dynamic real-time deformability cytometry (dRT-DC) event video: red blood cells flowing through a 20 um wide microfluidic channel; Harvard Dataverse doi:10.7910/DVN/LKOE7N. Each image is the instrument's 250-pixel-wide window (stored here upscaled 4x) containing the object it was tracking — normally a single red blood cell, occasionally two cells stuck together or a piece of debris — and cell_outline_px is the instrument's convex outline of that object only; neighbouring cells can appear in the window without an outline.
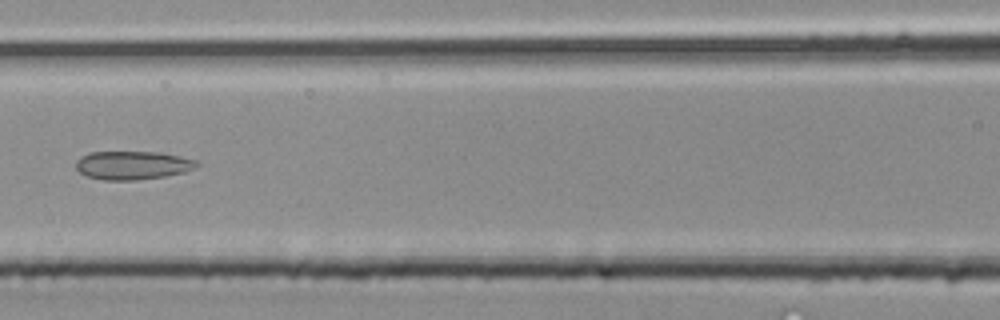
{"species": "common noctule bat (a hibernating species)", "species_latin": "Nyctalus noctula", "temperature_condition": "room temperature", "stored_images_in_passage": 33, "segment_of_instrument_passage": [2, 2], "camera_frame_rate_fps": 3000, "um_per_image_px": 0.085, "animal": {"sex": "male", "body_mass_g": 20.4}, "frame": {"image": 1, "passage_image": 12, "time_ms": 3.667, "image_size_px": [1000, 320], "cell_outline_px": [[200, 164], [196, 168], [184, 172], [164, 176], [136, 180], [104, 180], [88, 176], [80, 172], [76, 168], [76, 160], [80, 156], [88, 152], [160, 152], [196, 160]], "centroid_in_image_um": [11.26, 14.04], "position_along_channel_um": 155.3, "area_um2": 20.06}}
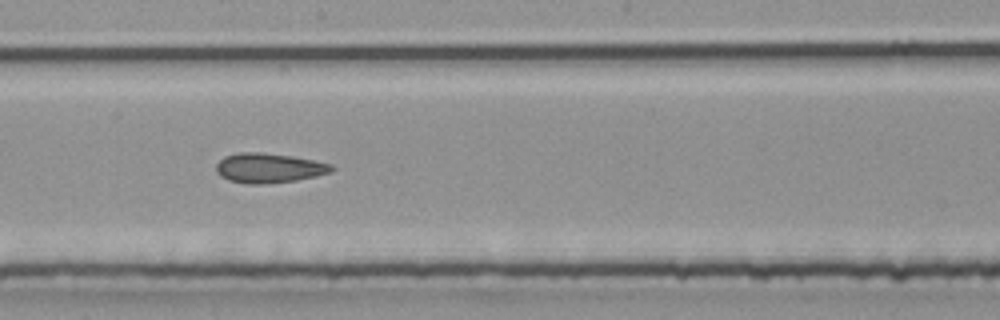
{"frame": {"image": 2, "passage_image": 16, "time_ms": 5.0, "image_size_px": [1000, 320], "cell_outline_px": [[336, 168], [332, 172], [316, 176], [296, 180], [264, 184], [248, 184], [228, 180], [220, 176], [216, 172], [216, 164], [224, 156], [240, 152], [260, 152], [292, 156], [332, 164]], "centroid_in_image_um": [22.85, 14.28], "position_along_channel_um": 225.3, "area_um2": 20.06}}
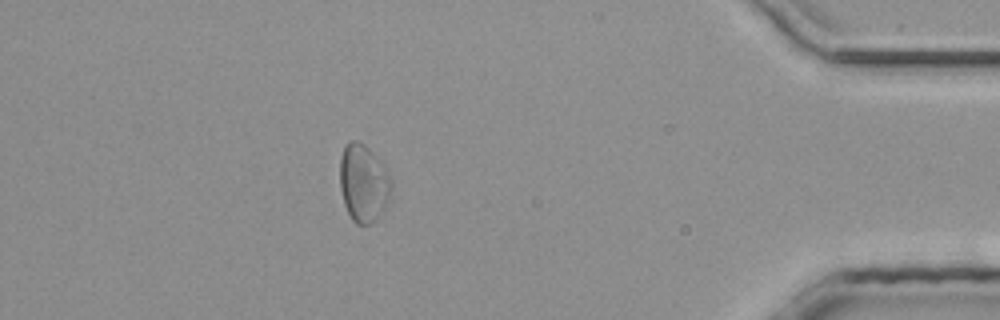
{"frame": {"image": 3, "passage_image": 29, "time_ms": 9.333, "image_size_px": [1000, 320], "cell_outline_px": [[392, 192], [388, 204], [368, 224], [356, 224], [352, 220], [344, 204], [340, 188], [340, 156], [344, 148], [352, 140], [356, 140], [364, 144], [376, 156], [388, 172], [392, 180]], "centroid_in_image_um": [30.9, 15.55], "position_along_channel_um": 404.3, "area_um2": 23.12}}